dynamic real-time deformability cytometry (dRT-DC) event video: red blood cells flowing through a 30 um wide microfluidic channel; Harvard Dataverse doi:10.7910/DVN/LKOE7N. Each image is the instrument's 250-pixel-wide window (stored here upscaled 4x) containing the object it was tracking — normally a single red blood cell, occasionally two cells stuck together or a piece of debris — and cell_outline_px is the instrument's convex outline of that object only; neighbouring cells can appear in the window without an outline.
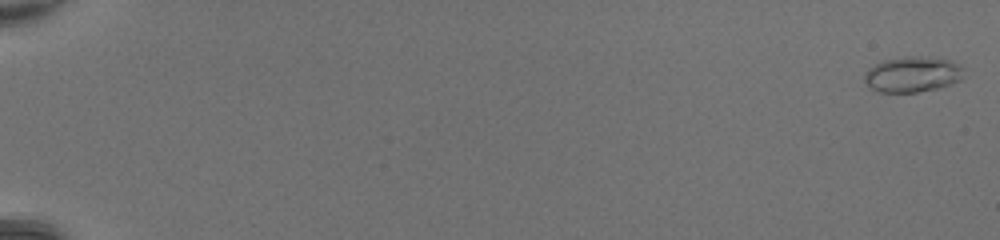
{"species": "common noctule bat (a hibernating species)", "species_latin": "Nyctalus noctula", "temperature_condition": "room temperature", "stored_images_in_passage": 50, "camera_frame_rate_fps": 3000, "um_per_image_px": 0.085, "animal": {"sex": "female", "body_mass_g": 20.0, "forearm_length_mm": 54.0}, "frame": {"image": 1, "passage_image": 1, "time_ms": 0.0, "image_size_px": [1000, 240], "cell_outline_px": [[964, 68], [960, 80], [940, 88], [916, 92], [880, 92], [872, 88], [864, 80], [864, 72], [868, 68], [884, 60], [908, 56], [940, 56], [952, 60]], "centroid_in_image_um": [77.6, 6.29], "position_along_channel_um": 7.4, "area_um2": 20.87}}
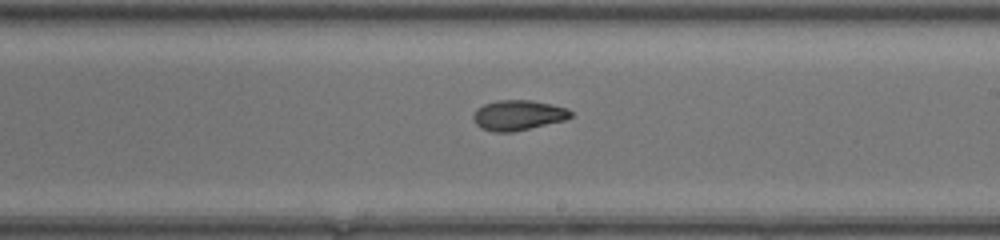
{"frame": {"image": 2, "passage_image": 32, "time_ms": 10.333, "image_size_px": [1000, 240], "cell_outline_px": [[572, 116], [564, 120], [512, 132], [492, 132], [480, 128], [472, 120], [472, 116], [476, 108], [484, 104], [496, 100], [532, 100], [552, 104], [568, 108], [572, 112]], "centroid_in_image_um": [44.0, 9.78], "position_along_channel_um": 245.0, "area_um2": 17.28}}
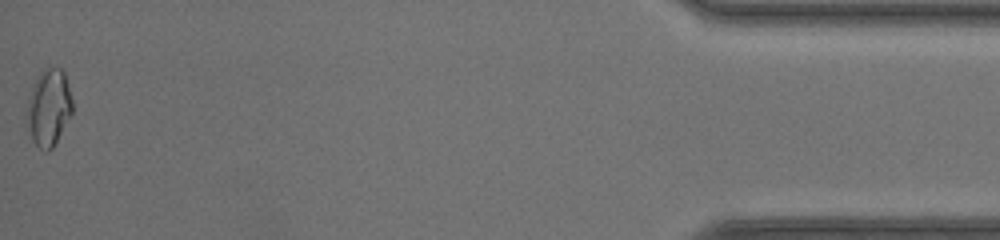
{"frame": {"image": 3, "passage_image": 50, "time_ms": 16.333, "image_size_px": [1000, 240], "cell_outline_px": [[72, 112], [56, 144], [48, 152], [44, 152], [32, 140], [24, 128], [24, 112], [32, 84], [40, 72], [48, 64], [56, 64], [64, 72], [72, 100]], "centroid_in_image_um": [4.08, 9.14], "position_along_channel_um": 431.1, "area_um2": 21.44}, "authors_computed_cell_mechanics": {"area_um2": 17.6868, "velocity_mm_per_s": 4.4217, "shape_relaxation_time_tau1_ms": 4.0705, "shape_relaxation_time_tau2_ms": 1.3474, "deformation_change_tau1": 0.1779, "deformation_change_tau2": 0.0654}}